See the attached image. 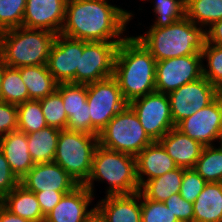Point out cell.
I'll return each instance as SVG.
<instances>
[{
  "label": "cell",
  "instance_id": "cell-26",
  "mask_svg": "<svg viewBox=\"0 0 222 222\" xmlns=\"http://www.w3.org/2000/svg\"><path fill=\"white\" fill-rule=\"evenodd\" d=\"M184 168L178 167L162 176L146 181L140 193L149 200L164 202L174 193H180Z\"/></svg>",
  "mask_w": 222,
  "mask_h": 222
},
{
  "label": "cell",
  "instance_id": "cell-2",
  "mask_svg": "<svg viewBox=\"0 0 222 222\" xmlns=\"http://www.w3.org/2000/svg\"><path fill=\"white\" fill-rule=\"evenodd\" d=\"M156 62L150 51L135 36H126L118 45L113 77L128 104L156 91Z\"/></svg>",
  "mask_w": 222,
  "mask_h": 222
},
{
  "label": "cell",
  "instance_id": "cell-21",
  "mask_svg": "<svg viewBox=\"0 0 222 222\" xmlns=\"http://www.w3.org/2000/svg\"><path fill=\"white\" fill-rule=\"evenodd\" d=\"M0 148L19 181L35 165L28 150L27 134L20 130L0 137Z\"/></svg>",
  "mask_w": 222,
  "mask_h": 222
},
{
  "label": "cell",
  "instance_id": "cell-43",
  "mask_svg": "<svg viewBox=\"0 0 222 222\" xmlns=\"http://www.w3.org/2000/svg\"><path fill=\"white\" fill-rule=\"evenodd\" d=\"M0 222H30V221L12 214L0 203Z\"/></svg>",
  "mask_w": 222,
  "mask_h": 222
},
{
  "label": "cell",
  "instance_id": "cell-24",
  "mask_svg": "<svg viewBox=\"0 0 222 222\" xmlns=\"http://www.w3.org/2000/svg\"><path fill=\"white\" fill-rule=\"evenodd\" d=\"M193 222H222V182H207L193 203Z\"/></svg>",
  "mask_w": 222,
  "mask_h": 222
},
{
  "label": "cell",
  "instance_id": "cell-19",
  "mask_svg": "<svg viewBox=\"0 0 222 222\" xmlns=\"http://www.w3.org/2000/svg\"><path fill=\"white\" fill-rule=\"evenodd\" d=\"M136 175L140 187L148 180L178 168L159 141H153L136 157ZM146 176V178L144 177Z\"/></svg>",
  "mask_w": 222,
  "mask_h": 222
},
{
  "label": "cell",
  "instance_id": "cell-17",
  "mask_svg": "<svg viewBox=\"0 0 222 222\" xmlns=\"http://www.w3.org/2000/svg\"><path fill=\"white\" fill-rule=\"evenodd\" d=\"M57 91L61 94L68 118L66 129L94 135L91 132L86 85L71 82L59 83Z\"/></svg>",
  "mask_w": 222,
  "mask_h": 222
},
{
  "label": "cell",
  "instance_id": "cell-46",
  "mask_svg": "<svg viewBox=\"0 0 222 222\" xmlns=\"http://www.w3.org/2000/svg\"><path fill=\"white\" fill-rule=\"evenodd\" d=\"M218 140H220L218 143L220 144L219 148L222 149V130L219 134Z\"/></svg>",
  "mask_w": 222,
  "mask_h": 222
},
{
  "label": "cell",
  "instance_id": "cell-23",
  "mask_svg": "<svg viewBox=\"0 0 222 222\" xmlns=\"http://www.w3.org/2000/svg\"><path fill=\"white\" fill-rule=\"evenodd\" d=\"M0 203L12 214L30 222L45 220L35 193L27 190L20 183Z\"/></svg>",
  "mask_w": 222,
  "mask_h": 222
},
{
  "label": "cell",
  "instance_id": "cell-38",
  "mask_svg": "<svg viewBox=\"0 0 222 222\" xmlns=\"http://www.w3.org/2000/svg\"><path fill=\"white\" fill-rule=\"evenodd\" d=\"M164 204L176 216L179 222H193V203L183 199L179 193H174Z\"/></svg>",
  "mask_w": 222,
  "mask_h": 222
},
{
  "label": "cell",
  "instance_id": "cell-10",
  "mask_svg": "<svg viewBox=\"0 0 222 222\" xmlns=\"http://www.w3.org/2000/svg\"><path fill=\"white\" fill-rule=\"evenodd\" d=\"M202 55H187L156 62V92L168 94L203 77Z\"/></svg>",
  "mask_w": 222,
  "mask_h": 222
},
{
  "label": "cell",
  "instance_id": "cell-39",
  "mask_svg": "<svg viewBox=\"0 0 222 222\" xmlns=\"http://www.w3.org/2000/svg\"><path fill=\"white\" fill-rule=\"evenodd\" d=\"M18 127V108L17 105L0 101V137Z\"/></svg>",
  "mask_w": 222,
  "mask_h": 222
},
{
  "label": "cell",
  "instance_id": "cell-8",
  "mask_svg": "<svg viewBox=\"0 0 222 222\" xmlns=\"http://www.w3.org/2000/svg\"><path fill=\"white\" fill-rule=\"evenodd\" d=\"M86 87L91 132L98 136L128 103L124 100L118 82L113 76L87 84Z\"/></svg>",
  "mask_w": 222,
  "mask_h": 222
},
{
  "label": "cell",
  "instance_id": "cell-36",
  "mask_svg": "<svg viewBox=\"0 0 222 222\" xmlns=\"http://www.w3.org/2000/svg\"><path fill=\"white\" fill-rule=\"evenodd\" d=\"M141 222H179L164 202L146 199L141 194Z\"/></svg>",
  "mask_w": 222,
  "mask_h": 222
},
{
  "label": "cell",
  "instance_id": "cell-11",
  "mask_svg": "<svg viewBox=\"0 0 222 222\" xmlns=\"http://www.w3.org/2000/svg\"><path fill=\"white\" fill-rule=\"evenodd\" d=\"M121 42L83 41V53L76 68V83L91 84L113 76L116 50Z\"/></svg>",
  "mask_w": 222,
  "mask_h": 222
},
{
  "label": "cell",
  "instance_id": "cell-45",
  "mask_svg": "<svg viewBox=\"0 0 222 222\" xmlns=\"http://www.w3.org/2000/svg\"><path fill=\"white\" fill-rule=\"evenodd\" d=\"M7 65L5 64V62L3 61V58L0 54V101H1V85H2V78H3V74H4V70L5 67Z\"/></svg>",
  "mask_w": 222,
  "mask_h": 222
},
{
  "label": "cell",
  "instance_id": "cell-33",
  "mask_svg": "<svg viewBox=\"0 0 222 222\" xmlns=\"http://www.w3.org/2000/svg\"><path fill=\"white\" fill-rule=\"evenodd\" d=\"M201 54L207 60L206 67L203 64V76L222 93V46L206 42Z\"/></svg>",
  "mask_w": 222,
  "mask_h": 222
},
{
  "label": "cell",
  "instance_id": "cell-35",
  "mask_svg": "<svg viewBox=\"0 0 222 222\" xmlns=\"http://www.w3.org/2000/svg\"><path fill=\"white\" fill-rule=\"evenodd\" d=\"M26 0H0V32L22 26Z\"/></svg>",
  "mask_w": 222,
  "mask_h": 222
},
{
  "label": "cell",
  "instance_id": "cell-18",
  "mask_svg": "<svg viewBox=\"0 0 222 222\" xmlns=\"http://www.w3.org/2000/svg\"><path fill=\"white\" fill-rule=\"evenodd\" d=\"M94 195L84 185L66 193L45 216L44 222H85L95 207L88 210Z\"/></svg>",
  "mask_w": 222,
  "mask_h": 222
},
{
  "label": "cell",
  "instance_id": "cell-22",
  "mask_svg": "<svg viewBox=\"0 0 222 222\" xmlns=\"http://www.w3.org/2000/svg\"><path fill=\"white\" fill-rule=\"evenodd\" d=\"M159 142L178 167L194 168L204 146L176 128L171 129Z\"/></svg>",
  "mask_w": 222,
  "mask_h": 222
},
{
  "label": "cell",
  "instance_id": "cell-31",
  "mask_svg": "<svg viewBox=\"0 0 222 222\" xmlns=\"http://www.w3.org/2000/svg\"><path fill=\"white\" fill-rule=\"evenodd\" d=\"M18 108V127L26 134L36 132L47 127L44 114L39 100H28L19 105Z\"/></svg>",
  "mask_w": 222,
  "mask_h": 222
},
{
  "label": "cell",
  "instance_id": "cell-16",
  "mask_svg": "<svg viewBox=\"0 0 222 222\" xmlns=\"http://www.w3.org/2000/svg\"><path fill=\"white\" fill-rule=\"evenodd\" d=\"M32 192L72 191L79 184L57 163L35 164L20 180Z\"/></svg>",
  "mask_w": 222,
  "mask_h": 222
},
{
  "label": "cell",
  "instance_id": "cell-9",
  "mask_svg": "<svg viewBox=\"0 0 222 222\" xmlns=\"http://www.w3.org/2000/svg\"><path fill=\"white\" fill-rule=\"evenodd\" d=\"M137 114L145 133L152 141H159L175 128L167 94L153 92L129 103Z\"/></svg>",
  "mask_w": 222,
  "mask_h": 222
},
{
  "label": "cell",
  "instance_id": "cell-12",
  "mask_svg": "<svg viewBox=\"0 0 222 222\" xmlns=\"http://www.w3.org/2000/svg\"><path fill=\"white\" fill-rule=\"evenodd\" d=\"M220 94L204 76L168 93L174 125L211 104Z\"/></svg>",
  "mask_w": 222,
  "mask_h": 222
},
{
  "label": "cell",
  "instance_id": "cell-44",
  "mask_svg": "<svg viewBox=\"0 0 222 222\" xmlns=\"http://www.w3.org/2000/svg\"><path fill=\"white\" fill-rule=\"evenodd\" d=\"M85 222H107L103 215L95 208L94 211L88 216Z\"/></svg>",
  "mask_w": 222,
  "mask_h": 222
},
{
  "label": "cell",
  "instance_id": "cell-37",
  "mask_svg": "<svg viewBox=\"0 0 222 222\" xmlns=\"http://www.w3.org/2000/svg\"><path fill=\"white\" fill-rule=\"evenodd\" d=\"M206 184L207 182L194 170V168H184L179 194L183 199L190 203H194Z\"/></svg>",
  "mask_w": 222,
  "mask_h": 222
},
{
  "label": "cell",
  "instance_id": "cell-40",
  "mask_svg": "<svg viewBox=\"0 0 222 222\" xmlns=\"http://www.w3.org/2000/svg\"><path fill=\"white\" fill-rule=\"evenodd\" d=\"M20 181L10 169L2 149L0 148V201L8 195Z\"/></svg>",
  "mask_w": 222,
  "mask_h": 222
},
{
  "label": "cell",
  "instance_id": "cell-42",
  "mask_svg": "<svg viewBox=\"0 0 222 222\" xmlns=\"http://www.w3.org/2000/svg\"><path fill=\"white\" fill-rule=\"evenodd\" d=\"M206 30V42L222 46V19L212 24Z\"/></svg>",
  "mask_w": 222,
  "mask_h": 222
},
{
  "label": "cell",
  "instance_id": "cell-32",
  "mask_svg": "<svg viewBox=\"0 0 222 222\" xmlns=\"http://www.w3.org/2000/svg\"><path fill=\"white\" fill-rule=\"evenodd\" d=\"M145 1V0H143ZM149 1V0H148ZM155 1V2H154ZM153 11L157 17L150 27L163 28L186 16L185 0H154Z\"/></svg>",
  "mask_w": 222,
  "mask_h": 222
},
{
  "label": "cell",
  "instance_id": "cell-13",
  "mask_svg": "<svg viewBox=\"0 0 222 222\" xmlns=\"http://www.w3.org/2000/svg\"><path fill=\"white\" fill-rule=\"evenodd\" d=\"M175 128L203 146L215 145L222 130V93L208 106L180 121Z\"/></svg>",
  "mask_w": 222,
  "mask_h": 222
},
{
  "label": "cell",
  "instance_id": "cell-20",
  "mask_svg": "<svg viewBox=\"0 0 222 222\" xmlns=\"http://www.w3.org/2000/svg\"><path fill=\"white\" fill-rule=\"evenodd\" d=\"M97 203L95 208L103 215L107 222H141L140 192L106 195L104 199Z\"/></svg>",
  "mask_w": 222,
  "mask_h": 222
},
{
  "label": "cell",
  "instance_id": "cell-3",
  "mask_svg": "<svg viewBox=\"0 0 222 222\" xmlns=\"http://www.w3.org/2000/svg\"><path fill=\"white\" fill-rule=\"evenodd\" d=\"M136 38L150 51L156 61H161L187 55H202L201 51L206 43V30L185 16L167 27H150L147 32Z\"/></svg>",
  "mask_w": 222,
  "mask_h": 222
},
{
  "label": "cell",
  "instance_id": "cell-5",
  "mask_svg": "<svg viewBox=\"0 0 222 222\" xmlns=\"http://www.w3.org/2000/svg\"><path fill=\"white\" fill-rule=\"evenodd\" d=\"M56 34L18 27L0 32V54L9 67L47 65Z\"/></svg>",
  "mask_w": 222,
  "mask_h": 222
},
{
  "label": "cell",
  "instance_id": "cell-27",
  "mask_svg": "<svg viewBox=\"0 0 222 222\" xmlns=\"http://www.w3.org/2000/svg\"><path fill=\"white\" fill-rule=\"evenodd\" d=\"M60 129L47 126L27 134L28 150L34 164L54 161Z\"/></svg>",
  "mask_w": 222,
  "mask_h": 222
},
{
  "label": "cell",
  "instance_id": "cell-14",
  "mask_svg": "<svg viewBox=\"0 0 222 222\" xmlns=\"http://www.w3.org/2000/svg\"><path fill=\"white\" fill-rule=\"evenodd\" d=\"M82 53L83 40L57 34L48 56V71L58 83H76V68Z\"/></svg>",
  "mask_w": 222,
  "mask_h": 222
},
{
  "label": "cell",
  "instance_id": "cell-30",
  "mask_svg": "<svg viewBox=\"0 0 222 222\" xmlns=\"http://www.w3.org/2000/svg\"><path fill=\"white\" fill-rule=\"evenodd\" d=\"M1 101L19 105L28 101V91L18 68L6 66L1 85Z\"/></svg>",
  "mask_w": 222,
  "mask_h": 222
},
{
  "label": "cell",
  "instance_id": "cell-1",
  "mask_svg": "<svg viewBox=\"0 0 222 222\" xmlns=\"http://www.w3.org/2000/svg\"><path fill=\"white\" fill-rule=\"evenodd\" d=\"M132 18L130 11L107 0H67L60 34L86 42H122Z\"/></svg>",
  "mask_w": 222,
  "mask_h": 222
},
{
  "label": "cell",
  "instance_id": "cell-25",
  "mask_svg": "<svg viewBox=\"0 0 222 222\" xmlns=\"http://www.w3.org/2000/svg\"><path fill=\"white\" fill-rule=\"evenodd\" d=\"M22 81L28 91V100H40L57 90L58 82L48 71L47 65L19 67Z\"/></svg>",
  "mask_w": 222,
  "mask_h": 222
},
{
  "label": "cell",
  "instance_id": "cell-34",
  "mask_svg": "<svg viewBox=\"0 0 222 222\" xmlns=\"http://www.w3.org/2000/svg\"><path fill=\"white\" fill-rule=\"evenodd\" d=\"M39 101L47 125L60 130L66 129L68 118L61 94L56 90L54 93Z\"/></svg>",
  "mask_w": 222,
  "mask_h": 222
},
{
  "label": "cell",
  "instance_id": "cell-28",
  "mask_svg": "<svg viewBox=\"0 0 222 222\" xmlns=\"http://www.w3.org/2000/svg\"><path fill=\"white\" fill-rule=\"evenodd\" d=\"M186 17L207 30L222 19V0H185Z\"/></svg>",
  "mask_w": 222,
  "mask_h": 222
},
{
  "label": "cell",
  "instance_id": "cell-6",
  "mask_svg": "<svg viewBox=\"0 0 222 222\" xmlns=\"http://www.w3.org/2000/svg\"><path fill=\"white\" fill-rule=\"evenodd\" d=\"M99 145L97 135L60 130L54 162L60 165L79 185L88 180L93 155Z\"/></svg>",
  "mask_w": 222,
  "mask_h": 222
},
{
  "label": "cell",
  "instance_id": "cell-29",
  "mask_svg": "<svg viewBox=\"0 0 222 222\" xmlns=\"http://www.w3.org/2000/svg\"><path fill=\"white\" fill-rule=\"evenodd\" d=\"M194 170L206 182H222V149L214 145L204 146Z\"/></svg>",
  "mask_w": 222,
  "mask_h": 222
},
{
  "label": "cell",
  "instance_id": "cell-7",
  "mask_svg": "<svg viewBox=\"0 0 222 222\" xmlns=\"http://www.w3.org/2000/svg\"><path fill=\"white\" fill-rule=\"evenodd\" d=\"M152 142L129 104L98 134V143L103 148L134 157Z\"/></svg>",
  "mask_w": 222,
  "mask_h": 222
},
{
  "label": "cell",
  "instance_id": "cell-4",
  "mask_svg": "<svg viewBox=\"0 0 222 222\" xmlns=\"http://www.w3.org/2000/svg\"><path fill=\"white\" fill-rule=\"evenodd\" d=\"M109 185L106 195L133 194L140 191L134 156L112 151L98 145L95 149L91 174L84 184L94 194V181Z\"/></svg>",
  "mask_w": 222,
  "mask_h": 222
},
{
  "label": "cell",
  "instance_id": "cell-15",
  "mask_svg": "<svg viewBox=\"0 0 222 222\" xmlns=\"http://www.w3.org/2000/svg\"><path fill=\"white\" fill-rule=\"evenodd\" d=\"M67 0H26L22 27L60 34Z\"/></svg>",
  "mask_w": 222,
  "mask_h": 222
},
{
  "label": "cell",
  "instance_id": "cell-41",
  "mask_svg": "<svg viewBox=\"0 0 222 222\" xmlns=\"http://www.w3.org/2000/svg\"><path fill=\"white\" fill-rule=\"evenodd\" d=\"M71 191H54L53 192H34L39 202L42 214L46 216L62 199V197Z\"/></svg>",
  "mask_w": 222,
  "mask_h": 222
}]
</instances>
